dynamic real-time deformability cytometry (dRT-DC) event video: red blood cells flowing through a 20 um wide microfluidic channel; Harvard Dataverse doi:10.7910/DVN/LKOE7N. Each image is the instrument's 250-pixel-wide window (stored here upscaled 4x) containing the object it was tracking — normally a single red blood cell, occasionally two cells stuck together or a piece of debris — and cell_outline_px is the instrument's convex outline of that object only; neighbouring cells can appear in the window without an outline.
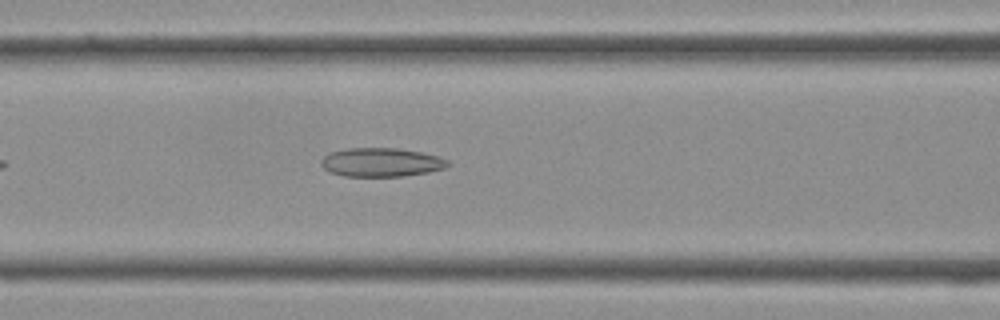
{"species": "Egyptian fruit bat (a non-hibernating species)", "species_latin": "Rousettus aegyptiacus", "temperature_condition": "cold", "stored_images_in_passage": 25, "camera_frame_rate_fps": 3000, "um_per_image_px": 0.085, "frame": {"image": 1, "passage_image": 7, "time_ms": 2.0, "image_size_px": [1000, 320], "cell_outline_px": [[448, 164], [444, 168], [428, 172], [404, 176], [344, 176], [328, 172], [320, 164], [320, 160], [324, 156], [332, 152], [348, 148], [396, 148], [420, 152], [436, 156], [448, 160]], "centroid_in_image_um": [32.36, 13.8], "position_along_channel_um": 134.2, "area_um2": 21.1}}
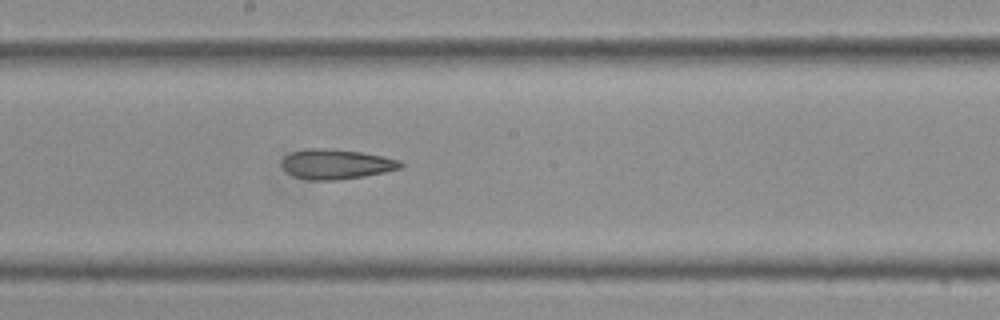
{"frame": {"image": 2, "passage_image": 12, "time_ms": 3.667, "image_size_px": [1000, 320], "cell_outline_px": [[404, 164], [400, 168], [384, 172], [364, 176], [336, 180], [308, 180], [292, 176], [280, 164], [284, 156], [292, 152], [312, 148], [328, 148], [360, 152], [384, 156], [400, 160]], "centroid_in_image_um": [28.56, 13.95], "position_along_channel_um": 219.6, "area_um2": 20.69}}
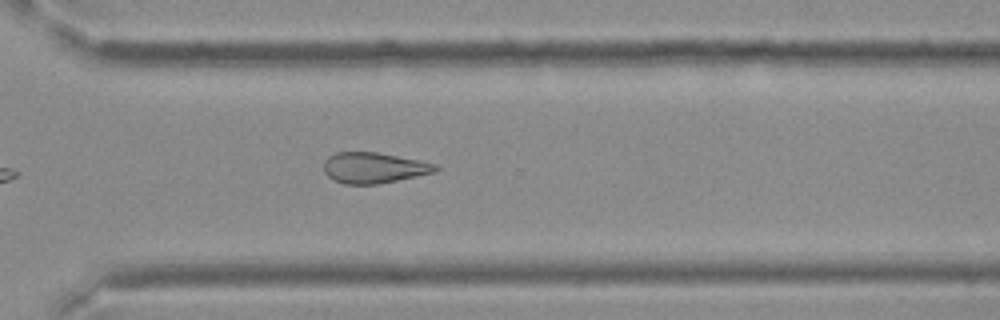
{"frame": {"image": 3, "passage_image": 19, "time_ms": 6.0, "image_size_px": [1000, 320], "cell_outline_px": [[440, 168], [432, 172], [416, 176], [376, 184], [344, 184], [332, 180], [324, 172], [324, 160], [328, 156], [336, 152], [376, 152], [420, 160], [436, 164]], "centroid_in_image_um": [31.73, 14.25], "position_along_channel_um": 338.9, "area_um2": 19.94}}